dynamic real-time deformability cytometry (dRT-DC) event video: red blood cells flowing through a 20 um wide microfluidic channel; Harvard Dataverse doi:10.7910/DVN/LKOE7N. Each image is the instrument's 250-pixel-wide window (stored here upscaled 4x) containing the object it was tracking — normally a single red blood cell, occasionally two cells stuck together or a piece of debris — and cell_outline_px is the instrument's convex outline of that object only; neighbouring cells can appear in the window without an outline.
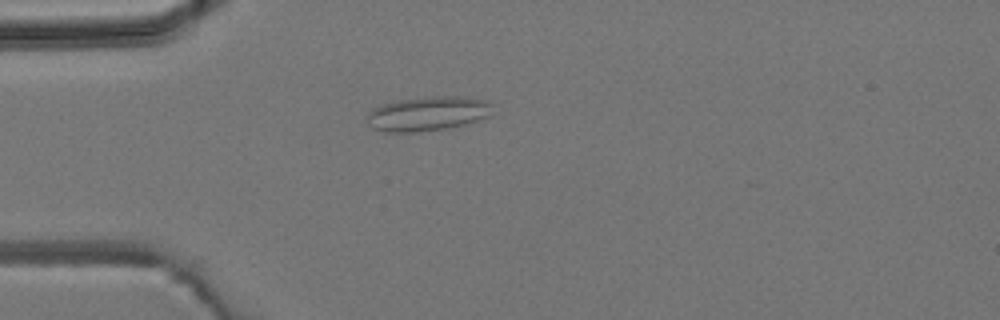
{"species": "common noctule bat (a hibernating species)", "species_latin": "Nyctalus noctula", "temperature_condition": "room temperature", "stored_images_in_passage": 4, "camera_frame_rate_fps": 3000, "um_per_image_px": 0.085, "animal": {"sex": "male", "body_mass_g": 19.2, "forearm_length_mm": 51.8}, "frame": {"image": 1, "passage_image": 3, "time_ms": 3.333, "image_size_px": [1000, 320], "cell_outline_px": [[496, 104], [492, 116], [480, 120], [448, 128], [416, 132], [384, 132], [372, 128], [368, 124], [368, 112], [372, 108], [384, 104], [400, 100], [432, 96], [468, 96], [488, 100]], "centroid_in_image_um": [36.47, 9.65], "position_along_channel_um": 48.5, "area_um2": 25.72}}